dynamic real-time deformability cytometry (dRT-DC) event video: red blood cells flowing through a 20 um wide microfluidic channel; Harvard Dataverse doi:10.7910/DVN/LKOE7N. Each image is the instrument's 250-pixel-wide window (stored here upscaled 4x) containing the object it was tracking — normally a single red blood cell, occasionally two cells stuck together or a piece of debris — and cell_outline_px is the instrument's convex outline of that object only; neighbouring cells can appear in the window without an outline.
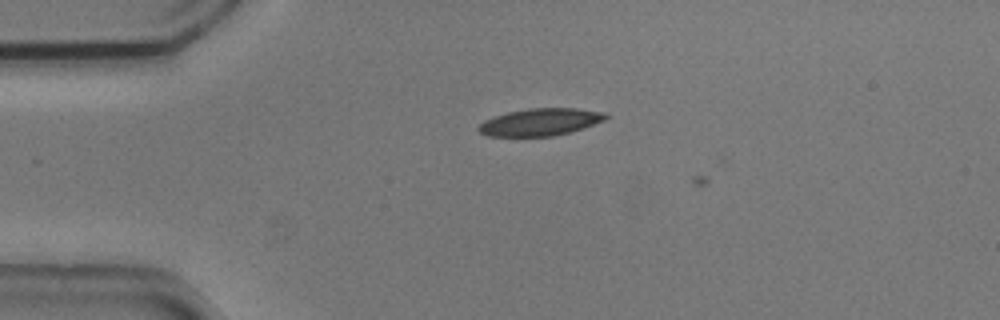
{"species": "common noctule bat (a hibernating species)", "species_latin": "Nyctalus noctula", "temperature_condition": "cold", "stored_images_in_passage": 13, "camera_frame_rate_fps": 3000, "um_per_image_px": 0.085, "animal": {"sex": "male", "body_mass_g": 20.5, "forearm_length_mm": 52.5}, "frame": {"image": 1, "passage_image": 11, "time_ms": 3.333, "image_size_px": [1000, 320], "cell_outline_px": [[608, 116], [604, 120], [568, 132], [552, 136], [488, 136], [480, 132], [476, 128], [484, 120], [508, 112], [528, 108], [576, 108], [608, 112]], "centroid_in_image_um": [45.91, 10.36], "position_along_channel_um": 39.1, "area_um2": 20.0}}